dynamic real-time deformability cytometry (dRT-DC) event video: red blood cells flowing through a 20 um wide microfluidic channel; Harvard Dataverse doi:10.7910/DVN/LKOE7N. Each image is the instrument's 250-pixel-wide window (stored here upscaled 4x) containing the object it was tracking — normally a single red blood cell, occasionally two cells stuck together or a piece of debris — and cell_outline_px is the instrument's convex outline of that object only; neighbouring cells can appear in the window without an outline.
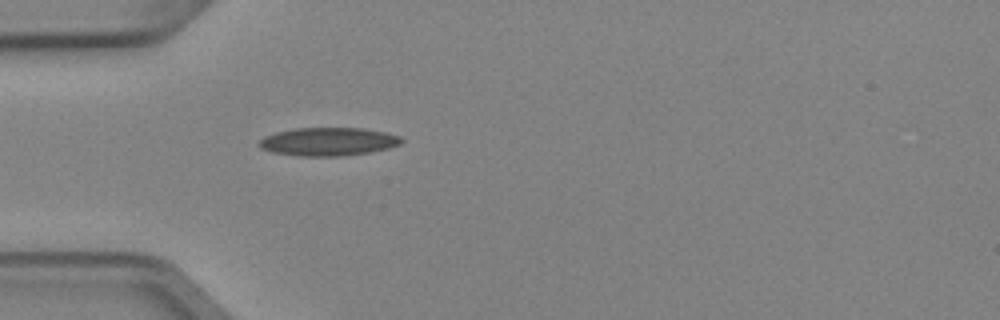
{"species": "Egyptian fruit bat (a non-hibernating species)", "species_latin": "Rousettus aegyptiacus", "temperature_condition": "cold", "stored_images_in_passage": 5, "camera_frame_rate_fps": 3000, "um_per_image_px": 0.085, "animal": {"sex": "female"}, "frame": {"image": 1, "passage_image": 5, "time_ms": 1.333, "image_size_px": [1000, 320], "cell_outline_px": [[404, 140], [400, 144], [388, 148], [368, 152], [340, 156], [300, 156], [272, 152], [260, 148], [260, 140], [264, 136], [276, 132], [296, 128], [364, 128], [384, 132], [400, 136]], "centroid_in_image_um": [27.9, 12.03], "position_along_channel_um": 57.1, "area_um2": 23.29}}